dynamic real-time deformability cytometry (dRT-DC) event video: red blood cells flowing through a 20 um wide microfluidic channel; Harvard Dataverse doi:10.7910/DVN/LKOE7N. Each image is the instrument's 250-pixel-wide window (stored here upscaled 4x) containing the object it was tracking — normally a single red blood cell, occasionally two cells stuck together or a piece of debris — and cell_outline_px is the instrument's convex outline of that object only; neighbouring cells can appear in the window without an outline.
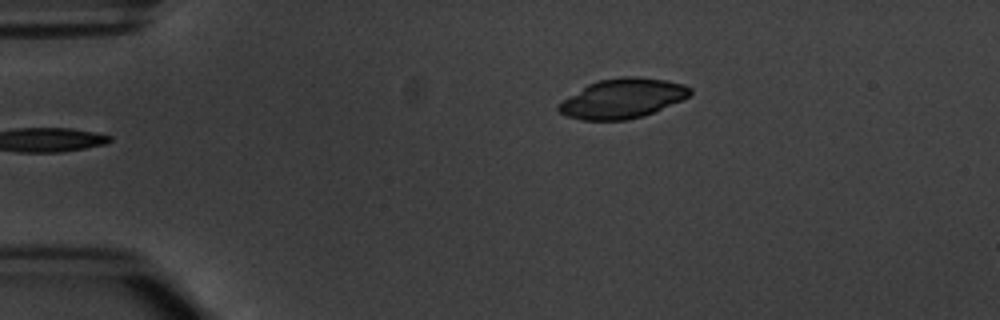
{"species": "common noctule bat (a hibernating species)", "species_latin": "Nyctalus noctula", "temperature_condition": "warm", "stored_images_in_passage": 4, "camera_frame_rate_fps": 3000, "um_per_image_px": 0.085, "animal": {"sex": "male", "body_mass_g": 20.1, "forearm_length_mm": 53.5}, "frame": {"image": 1, "passage_image": 4, "time_ms": 3.667, "image_size_px": [1000, 320], "cell_outline_px": [[692, 92], [688, 96], [680, 100], [644, 116], [624, 120], [580, 120], [568, 116], [560, 112], [556, 108], [556, 104], [588, 84], [600, 80], [620, 76], [640, 76], [664, 80], [684, 84], [692, 88]], "centroid_in_image_um": [52.89, 8.36], "position_along_channel_um": 32.1, "area_um2": 30.23}}